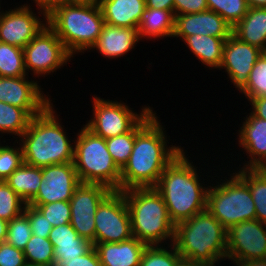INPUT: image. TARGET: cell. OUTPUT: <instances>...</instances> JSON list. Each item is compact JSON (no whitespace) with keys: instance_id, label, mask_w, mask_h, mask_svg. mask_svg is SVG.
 I'll return each mask as SVG.
<instances>
[{"instance_id":"36","label":"cell","mask_w":266,"mask_h":266,"mask_svg":"<svg viewBox=\"0 0 266 266\" xmlns=\"http://www.w3.org/2000/svg\"><path fill=\"white\" fill-rule=\"evenodd\" d=\"M54 246V266H57L64 259H73L88 253L93 243L78 236L73 241L51 242Z\"/></svg>"},{"instance_id":"42","label":"cell","mask_w":266,"mask_h":266,"mask_svg":"<svg viewBox=\"0 0 266 266\" xmlns=\"http://www.w3.org/2000/svg\"><path fill=\"white\" fill-rule=\"evenodd\" d=\"M208 10L207 0H174V15L198 13Z\"/></svg>"},{"instance_id":"51","label":"cell","mask_w":266,"mask_h":266,"mask_svg":"<svg viewBox=\"0 0 266 266\" xmlns=\"http://www.w3.org/2000/svg\"><path fill=\"white\" fill-rule=\"evenodd\" d=\"M249 8L266 7V0H245Z\"/></svg>"},{"instance_id":"22","label":"cell","mask_w":266,"mask_h":266,"mask_svg":"<svg viewBox=\"0 0 266 266\" xmlns=\"http://www.w3.org/2000/svg\"><path fill=\"white\" fill-rule=\"evenodd\" d=\"M104 23L117 27L138 28L145 0H98Z\"/></svg>"},{"instance_id":"12","label":"cell","mask_w":266,"mask_h":266,"mask_svg":"<svg viewBox=\"0 0 266 266\" xmlns=\"http://www.w3.org/2000/svg\"><path fill=\"white\" fill-rule=\"evenodd\" d=\"M227 259L234 266L266 259V224L254 219L231 226L227 230Z\"/></svg>"},{"instance_id":"27","label":"cell","mask_w":266,"mask_h":266,"mask_svg":"<svg viewBox=\"0 0 266 266\" xmlns=\"http://www.w3.org/2000/svg\"><path fill=\"white\" fill-rule=\"evenodd\" d=\"M237 170L234 172L249 186L256 209V219L266 224V175L256 168L238 167Z\"/></svg>"},{"instance_id":"54","label":"cell","mask_w":266,"mask_h":266,"mask_svg":"<svg viewBox=\"0 0 266 266\" xmlns=\"http://www.w3.org/2000/svg\"><path fill=\"white\" fill-rule=\"evenodd\" d=\"M76 1H98V0H76Z\"/></svg>"},{"instance_id":"7","label":"cell","mask_w":266,"mask_h":266,"mask_svg":"<svg viewBox=\"0 0 266 266\" xmlns=\"http://www.w3.org/2000/svg\"><path fill=\"white\" fill-rule=\"evenodd\" d=\"M74 166L81 183L102 184L120 191V169L108 152L106 139L85 125L75 139Z\"/></svg>"},{"instance_id":"49","label":"cell","mask_w":266,"mask_h":266,"mask_svg":"<svg viewBox=\"0 0 266 266\" xmlns=\"http://www.w3.org/2000/svg\"><path fill=\"white\" fill-rule=\"evenodd\" d=\"M176 266H208V265L200 263V262L192 261L190 259L181 258L177 262Z\"/></svg>"},{"instance_id":"39","label":"cell","mask_w":266,"mask_h":266,"mask_svg":"<svg viewBox=\"0 0 266 266\" xmlns=\"http://www.w3.org/2000/svg\"><path fill=\"white\" fill-rule=\"evenodd\" d=\"M32 206L37 207L53 227L70 223L71 207L69 201H57Z\"/></svg>"},{"instance_id":"11","label":"cell","mask_w":266,"mask_h":266,"mask_svg":"<svg viewBox=\"0 0 266 266\" xmlns=\"http://www.w3.org/2000/svg\"><path fill=\"white\" fill-rule=\"evenodd\" d=\"M95 245L119 243L130 239L131 218L122 191L112 190L99 204L95 214Z\"/></svg>"},{"instance_id":"14","label":"cell","mask_w":266,"mask_h":266,"mask_svg":"<svg viewBox=\"0 0 266 266\" xmlns=\"http://www.w3.org/2000/svg\"><path fill=\"white\" fill-rule=\"evenodd\" d=\"M30 5L21 4L0 15V42L23 49L47 25V18L41 19Z\"/></svg>"},{"instance_id":"18","label":"cell","mask_w":266,"mask_h":266,"mask_svg":"<svg viewBox=\"0 0 266 266\" xmlns=\"http://www.w3.org/2000/svg\"><path fill=\"white\" fill-rule=\"evenodd\" d=\"M195 34L227 39L232 34V26L211 10L175 15L174 38L183 41L187 36Z\"/></svg>"},{"instance_id":"3","label":"cell","mask_w":266,"mask_h":266,"mask_svg":"<svg viewBox=\"0 0 266 266\" xmlns=\"http://www.w3.org/2000/svg\"><path fill=\"white\" fill-rule=\"evenodd\" d=\"M54 107L51 104L43 113L32 117L19 141H14L20 143L27 165L42 168L74 161L75 140L67 136Z\"/></svg>"},{"instance_id":"24","label":"cell","mask_w":266,"mask_h":266,"mask_svg":"<svg viewBox=\"0 0 266 266\" xmlns=\"http://www.w3.org/2000/svg\"><path fill=\"white\" fill-rule=\"evenodd\" d=\"M175 30V15L171 10L145 8L139 21V37L146 38H173Z\"/></svg>"},{"instance_id":"20","label":"cell","mask_w":266,"mask_h":266,"mask_svg":"<svg viewBox=\"0 0 266 266\" xmlns=\"http://www.w3.org/2000/svg\"><path fill=\"white\" fill-rule=\"evenodd\" d=\"M138 28H124L104 24L100 35L91 47L104 58L115 59L126 55L140 42Z\"/></svg>"},{"instance_id":"33","label":"cell","mask_w":266,"mask_h":266,"mask_svg":"<svg viewBox=\"0 0 266 266\" xmlns=\"http://www.w3.org/2000/svg\"><path fill=\"white\" fill-rule=\"evenodd\" d=\"M135 142V126L127 133L106 139L108 152L121 170L127 163Z\"/></svg>"},{"instance_id":"21","label":"cell","mask_w":266,"mask_h":266,"mask_svg":"<svg viewBox=\"0 0 266 266\" xmlns=\"http://www.w3.org/2000/svg\"><path fill=\"white\" fill-rule=\"evenodd\" d=\"M146 244L136 237L119 243H97L94 247L102 266H139Z\"/></svg>"},{"instance_id":"45","label":"cell","mask_w":266,"mask_h":266,"mask_svg":"<svg viewBox=\"0 0 266 266\" xmlns=\"http://www.w3.org/2000/svg\"><path fill=\"white\" fill-rule=\"evenodd\" d=\"M37 6L38 14L42 18H47L57 7L69 0H33Z\"/></svg>"},{"instance_id":"37","label":"cell","mask_w":266,"mask_h":266,"mask_svg":"<svg viewBox=\"0 0 266 266\" xmlns=\"http://www.w3.org/2000/svg\"><path fill=\"white\" fill-rule=\"evenodd\" d=\"M32 236L28 217L22 213L8 222L6 242L19 250H24Z\"/></svg>"},{"instance_id":"40","label":"cell","mask_w":266,"mask_h":266,"mask_svg":"<svg viewBox=\"0 0 266 266\" xmlns=\"http://www.w3.org/2000/svg\"><path fill=\"white\" fill-rule=\"evenodd\" d=\"M23 213L28 217L33 235L49 238L53 226L37 207L26 204Z\"/></svg>"},{"instance_id":"15","label":"cell","mask_w":266,"mask_h":266,"mask_svg":"<svg viewBox=\"0 0 266 266\" xmlns=\"http://www.w3.org/2000/svg\"><path fill=\"white\" fill-rule=\"evenodd\" d=\"M27 76H0V102L25 109L32 117L43 113L52 103L44 94L39 81ZM49 97V98H48Z\"/></svg>"},{"instance_id":"16","label":"cell","mask_w":266,"mask_h":266,"mask_svg":"<svg viewBox=\"0 0 266 266\" xmlns=\"http://www.w3.org/2000/svg\"><path fill=\"white\" fill-rule=\"evenodd\" d=\"M42 176L39 190L29 205L70 201L81 184L73 162L42 167Z\"/></svg>"},{"instance_id":"50","label":"cell","mask_w":266,"mask_h":266,"mask_svg":"<svg viewBox=\"0 0 266 266\" xmlns=\"http://www.w3.org/2000/svg\"><path fill=\"white\" fill-rule=\"evenodd\" d=\"M236 266H266V259L245 261L242 264Z\"/></svg>"},{"instance_id":"55","label":"cell","mask_w":266,"mask_h":266,"mask_svg":"<svg viewBox=\"0 0 266 266\" xmlns=\"http://www.w3.org/2000/svg\"><path fill=\"white\" fill-rule=\"evenodd\" d=\"M1 2V1H0ZM1 4V3H0ZM0 10H1V5H0ZM4 12V10L0 11V15Z\"/></svg>"},{"instance_id":"2","label":"cell","mask_w":266,"mask_h":266,"mask_svg":"<svg viewBox=\"0 0 266 266\" xmlns=\"http://www.w3.org/2000/svg\"><path fill=\"white\" fill-rule=\"evenodd\" d=\"M179 153L165 168L154 187L162 196L174 225L206 210L207 192L201 175L186 155ZM205 187H204V186Z\"/></svg>"},{"instance_id":"32","label":"cell","mask_w":266,"mask_h":266,"mask_svg":"<svg viewBox=\"0 0 266 266\" xmlns=\"http://www.w3.org/2000/svg\"><path fill=\"white\" fill-rule=\"evenodd\" d=\"M208 10L219 14L232 28L246 15L249 6L245 0H207Z\"/></svg>"},{"instance_id":"1","label":"cell","mask_w":266,"mask_h":266,"mask_svg":"<svg viewBox=\"0 0 266 266\" xmlns=\"http://www.w3.org/2000/svg\"><path fill=\"white\" fill-rule=\"evenodd\" d=\"M152 109L135 125V142L120 170V191L155 187L166 166L184 148L170 145L162 123Z\"/></svg>"},{"instance_id":"41","label":"cell","mask_w":266,"mask_h":266,"mask_svg":"<svg viewBox=\"0 0 266 266\" xmlns=\"http://www.w3.org/2000/svg\"><path fill=\"white\" fill-rule=\"evenodd\" d=\"M24 252L7 242L0 243V266H25Z\"/></svg>"},{"instance_id":"43","label":"cell","mask_w":266,"mask_h":266,"mask_svg":"<svg viewBox=\"0 0 266 266\" xmlns=\"http://www.w3.org/2000/svg\"><path fill=\"white\" fill-rule=\"evenodd\" d=\"M57 266H102L98 253L93 247L88 253L73 259H64Z\"/></svg>"},{"instance_id":"28","label":"cell","mask_w":266,"mask_h":266,"mask_svg":"<svg viewBox=\"0 0 266 266\" xmlns=\"http://www.w3.org/2000/svg\"><path fill=\"white\" fill-rule=\"evenodd\" d=\"M31 119L32 116L25 109L0 102V138L3 137V133L20 138L28 128Z\"/></svg>"},{"instance_id":"8","label":"cell","mask_w":266,"mask_h":266,"mask_svg":"<svg viewBox=\"0 0 266 266\" xmlns=\"http://www.w3.org/2000/svg\"><path fill=\"white\" fill-rule=\"evenodd\" d=\"M228 176L229 180L226 177L220 182L215 180L216 185L214 183L211 186L210 183L206 203V209L227 230L240 222L256 219V209L249 186L235 172Z\"/></svg>"},{"instance_id":"10","label":"cell","mask_w":266,"mask_h":266,"mask_svg":"<svg viewBox=\"0 0 266 266\" xmlns=\"http://www.w3.org/2000/svg\"><path fill=\"white\" fill-rule=\"evenodd\" d=\"M23 51L27 74L31 72V75L38 78L57 72L73 59L48 24L23 48Z\"/></svg>"},{"instance_id":"52","label":"cell","mask_w":266,"mask_h":266,"mask_svg":"<svg viewBox=\"0 0 266 266\" xmlns=\"http://www.w3.org/2000/svg\"><path fill=\"white\" fill-rule=\"evenodd\" d=\"M260 173L266 175V159L256 168Z\"/></svg>"},{"instance_id":"5","label":"cell","mask_w":266,"mask_h":266,"mask_svg":"<svg viewBox=\"0 0 266 266\" xmlns=\"http://www.w3.org/2000/svg\"><path fill=\"white\" fill-rule=\"evenodd\" d=\"M47 24L74 58L90 52L105 23L97 1L69 0L47 16Z\"/></svg>"},{"instance_id":"29","label":"cell","mask_w":266,"mask_h":266,"mask_svg":"<svg viewBox=\"0 0 266 266\" xmlns=\"http://www.w3.org/2000/svg\"><path fill=\"white\" fill-rule=\"evenodd\" d=\"M27 75L23 49L0 42V76L22 77Z\"/></svg>"},{"instance_id":"19","label":"cell","mask_w":266,"mask_h":266,"mask_svg":"<svg viewBox=\"0 0 266 266\" xmlns=\"http://www.w3.org/2000/svg\"><path fill=\"white\" fill-rule=\"evenodd\" d=\"M243 118L242 127L237 131V141L250 160L239 167L257 168L266 159V120L254 116L251 112Z\"/></svg>"},{"instance_id":"46","label":"cell","mask_w":266,"mask_h":266,"mask_svg":"<svg viewBox=\"0 0 266 266\" xmlns=\"http://www.w3.org/2000/svg\"><path fill=\"white\" fill-rule=\"evenodd\" d=\"M251 104V113L263 120H266V97H254L248 100Z\"/></svg>"},{"instance_id":"25","label":"cell","mask_w":266,"mask_h":266,"mask_svg":"<svg viewBox=\"0 0 266 266\" xmlns=\"http://www.w3.org/2000/svg\"><path fill=\"white\" fill-rule=\"evenodd\" d=\"M226 39L209 35H190L183 41L199 62L209 69H219L223 60Z\"/></svg>"},{"instance_id":"38","label":"cell","mask_w":266,"mask_h":266,"mask_svg":"<svg viewBox=\"0 0 266 266\" xmlns=\"http://www.w3.org/2000/svg\"><path fill=\"white\" fill-rule=\"evenodd\" d=\"M0 145V180L5 181L23 163L22 147Z\"/></svg>"},{"instance_id":"13","label":"cell","mask_w":266,"mask_h":266,"mask_svg":"<svg viewBox=\"0 0 266 266\" xmlns=\"http://www.w3.org/2000/svg\"><path fill=\"white\" fill-rule=\"evenodd\" d=\"M112 190L102 184L81 183L69 203L70 224L80 237L95 246V214L99 204Z\"/></svg>"},{"instance_id":"53","label":"cell","mask_w":266,"mask_h":266,"mask_svg":"<svg viewBox=\"0 0 266 266\" xmlns=\"http://www.w3.org/2000/svg\"><path fill=\"white\" fill-rule=\"evenodd\" d=\"M25 266H44V265H35V264H26Z\"/></svg>"},{"instance_id":"6","label":"cell","mask_w":266,"mask_h":266,"mask_svg":"<svg viewBox=\"0 0 266 266\" xmlns=\"http://www.w3.org/2000/svg\"><path fill=\"white\" fill-rule=\"evenodd\" d=\"M122 192L130 213L132 236L146 245L173 243L175 225L160 193L154 187Z\"/></svg>"},{"instance_id":"47","label":"cell","mask_w":266,"mask_h":266,"mask_svg":"<svg viewBox=\"0 0 266 266\" xmlns=\"http://www.w3.org/2000/svg\"><path fill=\"white\" fill-rule=\"evenodd\" d=\"M147 8L171 10L174 13V0H145Z\"/></svg>"},{"instance_id":"30","label":"cell","mask_w":266,"mask_h":266,"mask_svg":"<svg viewBox=\"0 0 266 266\" xmlns=\"http://www.w3.org/2000/svg\"><path fill=\"white\" fill-rule=\"evenodd\" d=\"M54 246L49 238L31 236L23 252L28 264L54 266Z\"/></svg>"},{"instance_id":"4","label":"cell","mask_w":266,"mask_h":266,"mask_svg":"<svg viewBox=\"0 0 266 266\" xmlns=\"http://www.w3.org/2000/svg\"><path fill=\"white\" fill-rule=\"evenodd\" d=\"M173 245L182 258L216 266L227 259V229L206 209L175 225Z\"/></svg>"},{"instance_id":"9","label":"cell","mask_w":266,"mask_h":266,"mask_svg":"<svg viewBox=\"0 0 266 266\" xmlns=\"http://www.w3.org/2000/svg\"><path fill=\"white\" fill-rule=\"evenodd\" d=\"M97 96V97H96ZM92 97V118L85 126L97 136L104 139L122 135L129 132L151 109L142 106L140 113L134 110L125 102L117 100L102 99L98 95Z\"/></svg>"},{"instance_id":"35","label":"cell","mask_w":266,"mask_h":266,"mask_svg":"<svg viewBox=\"0 0 266 266\" xmlns=\"http://www.w3.org/2000/svg\"><path fill=\"white\" fill-rule=\"evenodd\" d=\"M245 99L266 97V52H263L252 68L246 87L240 92Z\"/></svg>"},{"instance_id":"31","label":"cell","mask_w":266,"mask_h":266,"mask_svg":"<svg viewBox=\"0 0 266 266\" xmlns=\"http://www.w3.org/2000/svg\"><path fill=\"white\" fill-rule=\"evenodd\" d=\"M181 258L173 243L167 244V247L147 245L143 250L139 266H176Z\"/></svg>"},{"instance_id":"48","label":"cell","mask_w":266,"mask_h":266,"mask_svg":"<svg viewBox=\"0 0 266 266\" xmlns=\"http://www.w3.org/2000/svg\"><path fill=\"white\" fill-rule=\"evenodd\" d=\"M8 222L0 219V243L6 242Z\"/></svg>"},{"instance_id":"34","label":"cell","mask_w":266,"mask_h":266,"mask_svg":"<svg viewBox=\"0 0 266 266\" xmlns=\"http://www.w3.org/2000/svg\"><path fill=\"white\" fill-rule=\"evenodd\" d=\"M26 203L8 185L0 180V219L7 222L20 216L24 212Z\"/></svg>"},{"instance_id":"17","label":"cell","mask_w":266,"mask_h":266,"mask_svg":"<svg viewBox=\"0 0 266 266\" xmlns=\"http://www.w3.org/2000/svg\"><path fill=\"white\" fill-rule=\"evenodd\" d=\"M263 52L231 34L225 40L223 60L219 70L225 69L230 82L241 92L246 87L250 72Z\"/></svg>"},{"instance_id":"26","label":"cell","mask_w":266,"mask_h":266,"mask_svg":"<svg viewBox=\"0 0 266 266\" xmlns=\"http://www.w3.org/2000/svg\"><path fill=\"white\" fill-rule=\"evenodd\" d=\"M42 179V168L23 163L5 181L28 204L37 194Z\"/></svg>"},{"instance_id":"23","label":"cell","mask_w":266,"mask_h":266,"mask_svg":"<svg viewBox=\"0 0 266 266\" xmlns=\"http://www.w3.org/2000/svg\"><path fill=\"white\" fill-rule=\"evenodd\" d=\"M232 34L240 41L266 52V7L249 8L232 28Z\"/></svg>"},{"instance_id":"44","label":"cell","mask_w":266,"mask_h":266,"mask_svg":"<svg viewBox=\"0 0 266 266\" xmlns=\"http://www.w3.org/2000/svg\"><path fill=\"white\" fill-rule=\"evenodd\" d=\"M78 233L70 223L53 227L50 231L49 240L51 242L73 241L78 237Z\"/></svg>"}]
</instances>
